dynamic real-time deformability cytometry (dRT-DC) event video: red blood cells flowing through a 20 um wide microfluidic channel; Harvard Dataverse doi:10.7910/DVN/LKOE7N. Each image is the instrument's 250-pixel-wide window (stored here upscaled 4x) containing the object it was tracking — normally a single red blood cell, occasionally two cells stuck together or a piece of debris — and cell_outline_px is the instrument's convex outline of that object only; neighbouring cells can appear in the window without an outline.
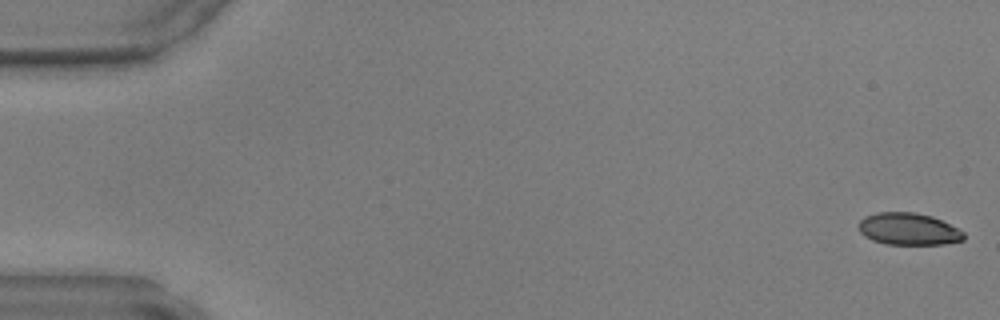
{"species": "common noctule bat (a hibernating species)", "species_latin": "Nyctalus noctula", "temperature_condition": "warm", "stored_images_in_passage": 47, "camera_frame_rate_fps": 3000, "um_per_image_px": 0.085, "animal": {"sex": "male", "body_mass_g": 17.9, "forearm_length_mm": 54.2}, "frame": {"image": 1, "passage_image": 1, "time_ms": 0.0, "image_size_px": [1000, 320], "cell_outline_px": [[964, 240], [944, 244], [884, 244], [872, 240], [864, 236], [860, 232], [860, 220], [864, 216], [876, 212], [916, 212], [932, 216], [964, 232]], "centroid_in_image_um": [77.2, 19.46], "position_along_channel_um": 7.8, "area_um2": 19.59}}
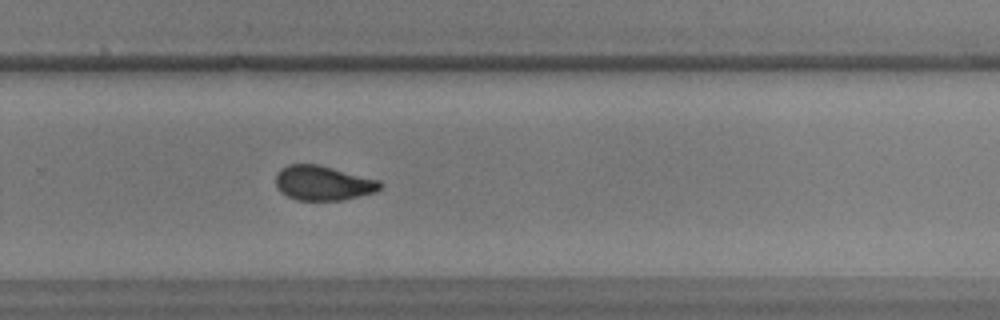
{"frame": {"image": 2, "passage_image": 32, "time_ms": 10.333, "image_size_px": [1000, 320], "cell_outline_px": [[380, 188], [376, 192], [344, 200], [296, 200], [280, 192], [276, 188], [276, 172], [280, 168], [288, 164], [320, 164], [380, 180]], "centroid_in_image_um": [27.43, 15.55], "position_along_channel_um": 302.4, "area_um2": 21.33}}
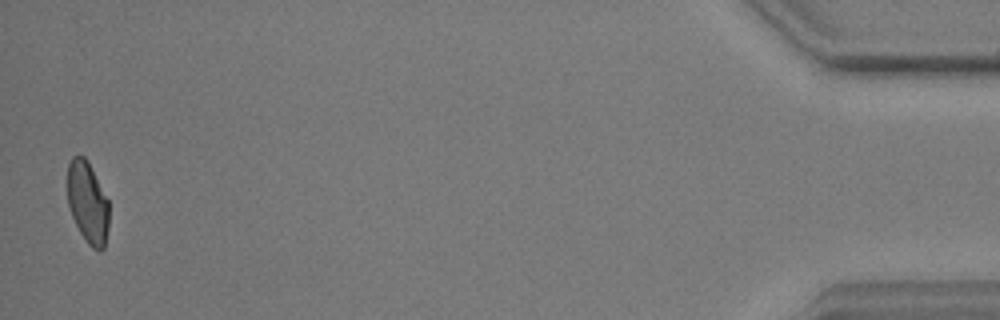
{"frame": {"image": 3, "passage_image": 47, "time_ms": 15.333, "image_size_px": [1000, 320], "cell_outline_px": [[108, 228], [104, 248], [100, 252], [92, 248], [88, 244], [80, 232], [72, 216], [68, 204], [68, 164], [72, 156], [84, 156], [88, 160], [108, 200]], "centroid_in_image_um": [7.46, 17.22], "position_along_channel_um": 427.7, "area_um2": 19.71}}